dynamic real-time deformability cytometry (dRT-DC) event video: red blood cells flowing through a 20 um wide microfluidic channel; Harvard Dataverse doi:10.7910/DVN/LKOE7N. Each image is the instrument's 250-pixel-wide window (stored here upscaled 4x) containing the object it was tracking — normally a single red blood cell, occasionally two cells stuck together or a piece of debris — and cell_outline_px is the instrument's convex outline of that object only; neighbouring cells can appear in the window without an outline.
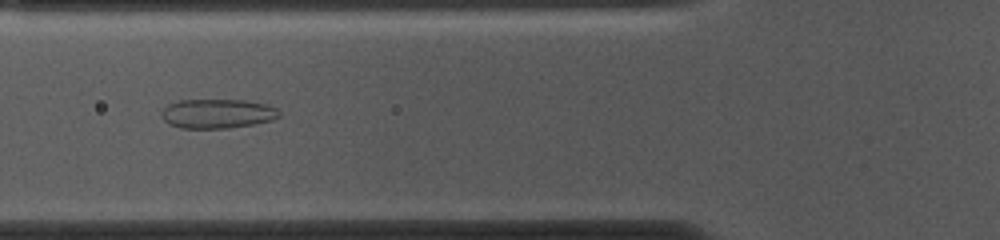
{"species": "common noctule bat (a hibernating species)", "species_latin": "Nyctalus noctula", "temperature_condition": "cold", "stored_images_in_passage": 52, "camera_frame_rate_fps": 3000, "um_per_image_px": 0.085, "animal": {"sex": "female", "body_mass_g": 10.0, "forearm_length_mm": 53.1}, "frame": {"image": 1, "passage_image": 18, "time_ms": 5.667, "image_size_px": [1000, 240], "cell_outline_px": [[280, 116], [272, 120], [252, 124], [228, 128], [180, 128], [168, 124], [160, 116], [160, 112], [168, 104], [180, 100], [244, 100], [268, 104], [276, 108], [280, 112]], "centroid_in_image_um": [18.46, 9.66], "position_along_channel_um": 107.3, "area_um2": 20.23}}
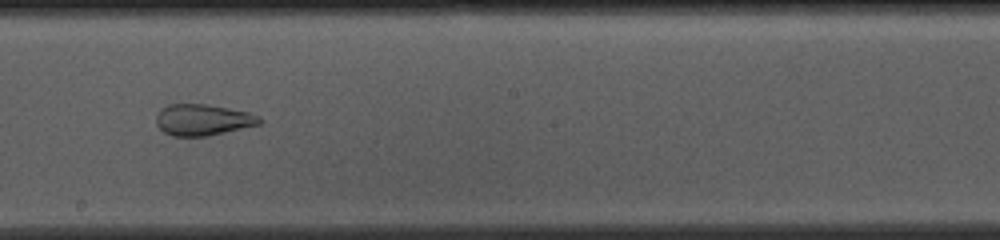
{"frame": {"image": 2, "passage_image": 28, "time_ms": 9.0, "image_size_px": [1000, 240], "cell_outline_px": [[264, 120], [260, 124], [208, 136], [172, 136], [164, 132], [156, 124], [156, 116], [160, 108], [168, 104], [204, 104], [228, 108], [248, 112], [260, 116]], "centroid_in_image_um": [17.23, 10.18], "position_along_channel_um": 231.0, "area_um2": 18.9}}
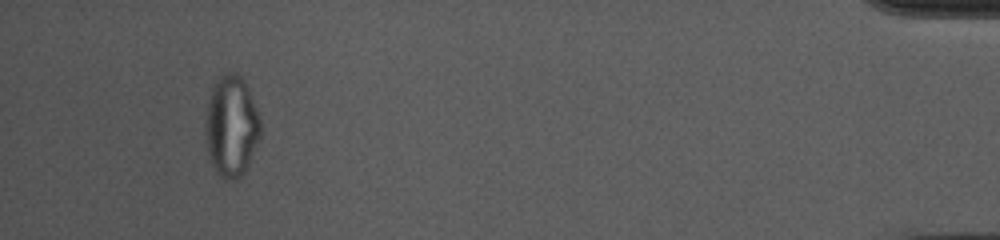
{"frame": {"image": 3, "passage_image": 49, "time_ms": 16.0, "image_size_px": [1000, 240], "cell_outline_px": [[260, 136], [248, 164], [240, 180], [224, 180], [216, 172], [212, 164], [208, 152], [204, 120], [212, 88], [216, 80], [220, 76], [228, 72], [236, 72], [244, 80], [260, 116]], "centroid_in_image_um": [19.66, 10.74], "position_along_channel_um": 415.5, "area_um2": 32.43}, "authors_computed_cell_mechanics": {"area_um2": 26.6747, "velocity_mm_per_s": 3.7078, "shape_relaxation_time_tau1_ms": null, "shape_relaxation_time_tau2_ms": 1.3543, "deformation_change_tau1": null, "deformation_change_tau2": 0.087}}